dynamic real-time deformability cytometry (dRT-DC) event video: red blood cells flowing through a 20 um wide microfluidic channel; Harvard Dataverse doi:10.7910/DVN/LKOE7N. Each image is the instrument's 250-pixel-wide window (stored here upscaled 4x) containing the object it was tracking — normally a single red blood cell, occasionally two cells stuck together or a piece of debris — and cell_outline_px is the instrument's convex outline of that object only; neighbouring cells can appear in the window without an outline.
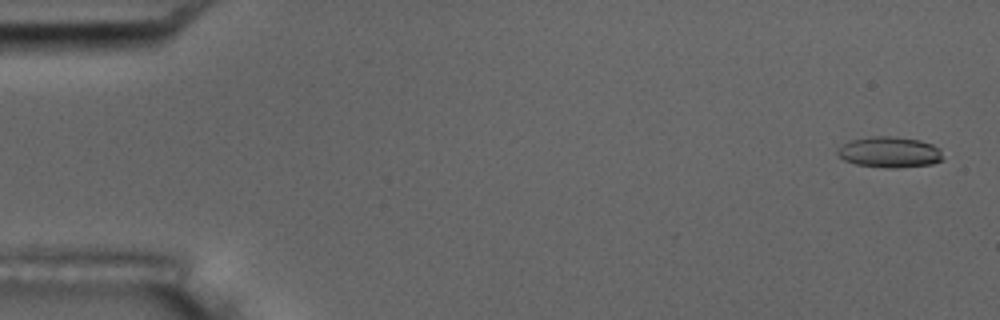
{"species": "common noctule bat (a hibernating species)", "species_latin": "Nyctalus noctula", "temperature_condition": "room temperature", "stored_images_in_passage": 5, "camera_frame_rate_fps": 3000, "um_per_image_px": 0.085, "animal": {"sex": "male", "body_mass_g": 17.5, "forearm_length_mm": 52.3}, "frame": {"image": 1, "passage_image": 1, "time_ms": 0.0, "image_size_px": [1000, 320], "cell_outline_px": [[944, 160], [932, 164], [900, 168], [884, 168], [856, 164], [844, 160], [836, 152], [836, 148], [852, 140], [872, 136], [892, 136], [920, 140], [932, 144], [940, 148]], "centroid_in_image_um": [75.64, 12.94], "position_along_channel_um": 9.4, "area_um2": 19.13}}
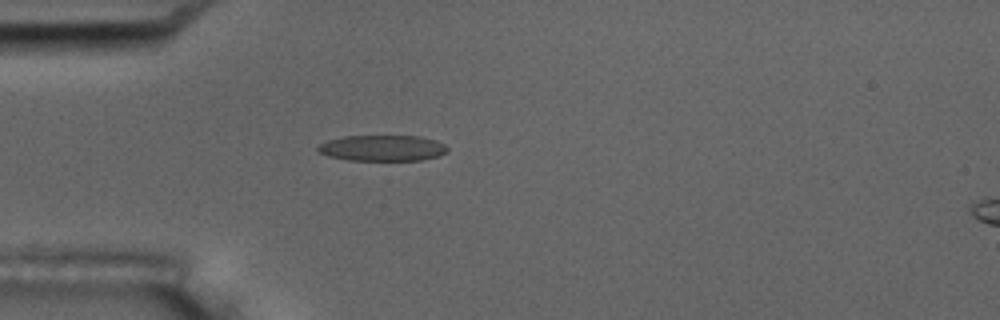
{"frame": {"image": 2, "passage_image": 5, "time_ms": 1.333, "image_size_px": [1000, 320], "cell_outline_px": [[448, 152], [440, 156], [420, 160], [348, 160], [328, 156], [316, 152], [316, 148], [320, 144], [328, 140], [344, 136], [420, 136], [436, 140], [444, 144], [448, 148]], "centroid_in_image_um": [32.51, 12.59], "position_along_channel_um": 52.5, "area_um2": 19.71}}